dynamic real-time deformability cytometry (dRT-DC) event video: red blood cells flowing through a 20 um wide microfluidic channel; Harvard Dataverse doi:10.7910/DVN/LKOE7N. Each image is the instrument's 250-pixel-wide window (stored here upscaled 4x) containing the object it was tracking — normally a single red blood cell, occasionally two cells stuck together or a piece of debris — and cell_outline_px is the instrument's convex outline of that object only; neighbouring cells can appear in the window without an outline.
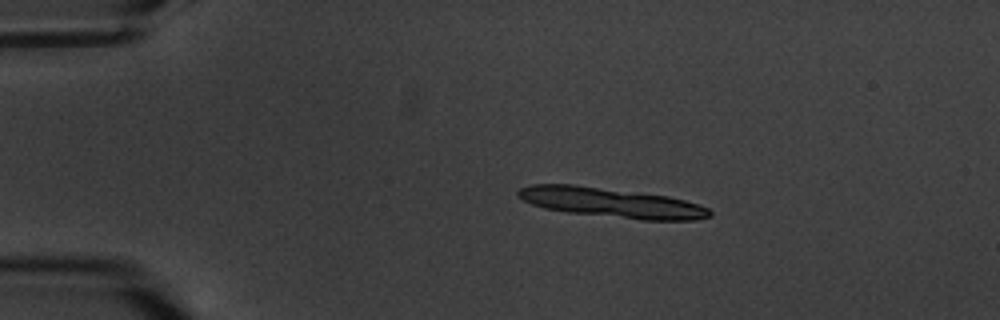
{"species": "common noctule bat (a hibernating species)", "species_latin": "Nyctalus noctula", "temperature_condition": "warm", "stored_images_in_passage": 8, "segment_of_instrument_passage": [1, 2], "camera_frame_rate_fps": 3000, "um_per_image_px": 0.085, "animal": {"sex": "male", "body_mass_g": 20.1, "forearm_length_mm": 53.5}, "frame": {"image": 1, "passage_image": 3, "time_ms": 2.333, "image_size_px": [1000, 320], "cell_outline_px": [[712, 216], [696, 220], [644, 220], [568, 212], [544, 208], [532, 204], [516, 196], [516, 192], [520, 188], [532, 184], [576, 184], [668, 196], [684, 200], [708, 208], [712, 212]], "centroid_in_image_um": [51.95, 17.22], "position_along_channel_um": 33.0, "area_um2": 33.12}}